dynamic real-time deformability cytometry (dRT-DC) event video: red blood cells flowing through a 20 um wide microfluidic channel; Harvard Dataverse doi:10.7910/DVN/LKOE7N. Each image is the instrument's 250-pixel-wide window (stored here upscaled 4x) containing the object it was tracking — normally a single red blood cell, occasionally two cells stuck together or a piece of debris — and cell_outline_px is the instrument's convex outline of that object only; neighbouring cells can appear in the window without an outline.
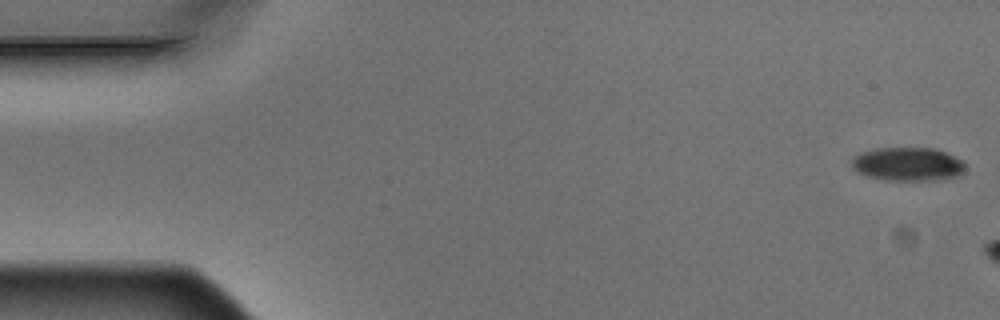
{"species": "Egyptian fruit bat (a non-hibernating species)", "species_latin": "Rousettus aegyptiacus", "temperature_condition": "warm", "stored_images_in_passage": 3, "camera_frame_rate_fps": 3000, "um_per_image_px": 0.085, "animal": {"sex": "male"}, "frame": {"image": 1, "passage_image": 1, "time_ms": 0.0, "image_size_px": [1000, 320], "cell_outline_px": [[964, 168], [960, 176], [940, 180], [884, 180], [868, 176], [852, 168], [852, 160], [860, 152], [876, 148], [936, 148], [964, 160]], "centroid_in_image_um": [77.2, 13.95], "position_along_channel_um": 7.8, "area_um2": 22.31}}